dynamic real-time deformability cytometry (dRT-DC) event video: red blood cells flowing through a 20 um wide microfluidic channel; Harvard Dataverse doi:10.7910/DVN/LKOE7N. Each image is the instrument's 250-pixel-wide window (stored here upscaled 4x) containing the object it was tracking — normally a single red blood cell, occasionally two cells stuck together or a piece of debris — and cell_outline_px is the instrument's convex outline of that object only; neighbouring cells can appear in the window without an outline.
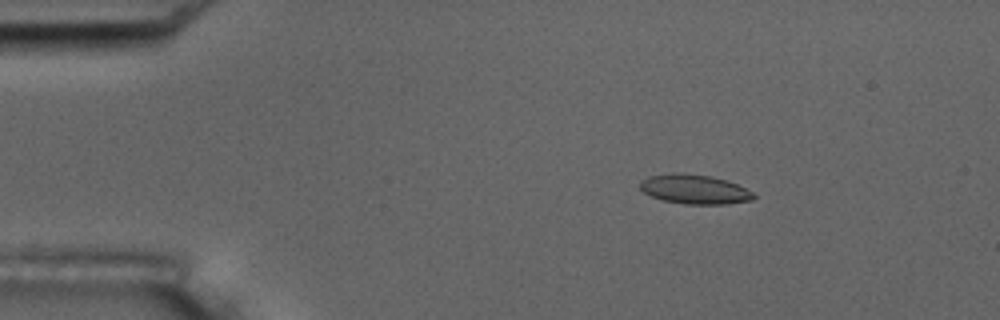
{"species": "common noctule bat (a hibernating species)", "species_latin": "Nyctalus noctula", "temperature_condition": "room temperature", "stored_images_in_passage": 6, "camera_frame_rate_fps": 3000, "um_per_image_px": 0.085, "animal": {"sex": "male", "body_mass_g": 17.5, "forearm_length_mm": 52.3}, "frame": {"image": 1, "passage_image": 3, "time_ms": 2.333, "image_size_px": [1000, 320], "cell_outline_px": [[756, 196], [752, 200], [728, 204], [684, 204], [664, 200], [652, 196], [644, 192], [640, 188], [640, 180], [648, 176], [672, 172], [680, 172], [712, 176], [736, 184], [752, 192]], "centroid_in_image_um": [59.01, 16.08], "position_along_channel_um": 26.0, "area_um2": 19.48}}